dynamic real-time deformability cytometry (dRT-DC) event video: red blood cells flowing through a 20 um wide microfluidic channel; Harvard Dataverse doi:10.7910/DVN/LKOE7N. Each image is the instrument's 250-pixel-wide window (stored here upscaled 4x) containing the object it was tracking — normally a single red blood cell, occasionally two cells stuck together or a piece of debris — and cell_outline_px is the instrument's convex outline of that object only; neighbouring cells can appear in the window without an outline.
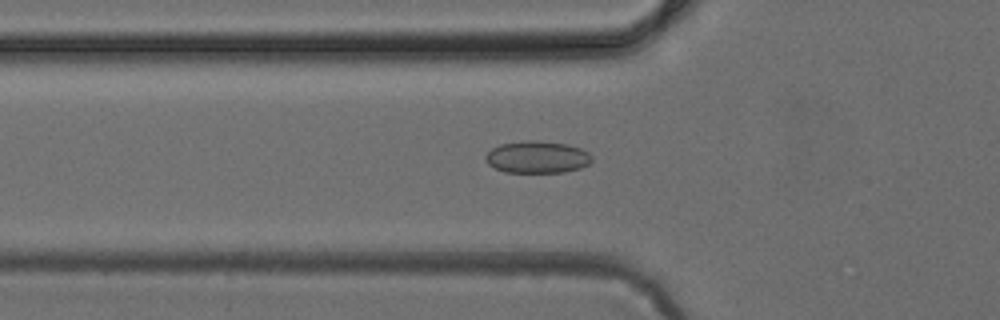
{"species": "common noctule bat (a hibernating species)", "species_latin": "Nyctalus noctula", "temperature_condition": "cold", "stored_images_in_passage": 36, "camera_frame_rate_fps": 3000, "um_per_image_px": 0.085, "animal": {"sex": "female", "body_mass_g": 24.6, "forearm_length_mm": 56.2}, "frame": {"image": 1, "passage_image": 4, "time_ms": 1.0, "image_size_px": [1000, 320], "cell_outline_px": [[584, 164], [572, 168], [556, 172], [512, 172], [496, 168], [488, 160], [488, 156], [496, 148], [508, 144], [556, 144], [572, 148], [580, 152]], "centroid_in_image_um": [45.49, 13.43], "position_along_channel_um": 80.3, "area_um2": 16.36}}
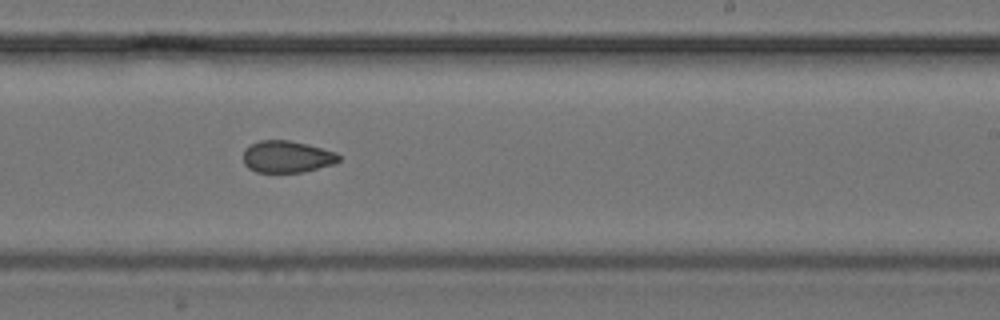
{"frame": {"image": 2, "passage_image": 17, "time_ms": 5.333, "image_size_px": [1000, 320], "cell_outline_px": [[340, 160], [312, 168], [296, 172], [260, 172], [252, 168], [244, 160], [244, 152], [248, 148], [256, 144], [268, 140], [280, 140], [300, 144], [316, 148], [340, 156]], "centroid_in_image_um": [24.32, 13.34], "position_along_channel_um": 264.7, "area_um2": 15.9}}
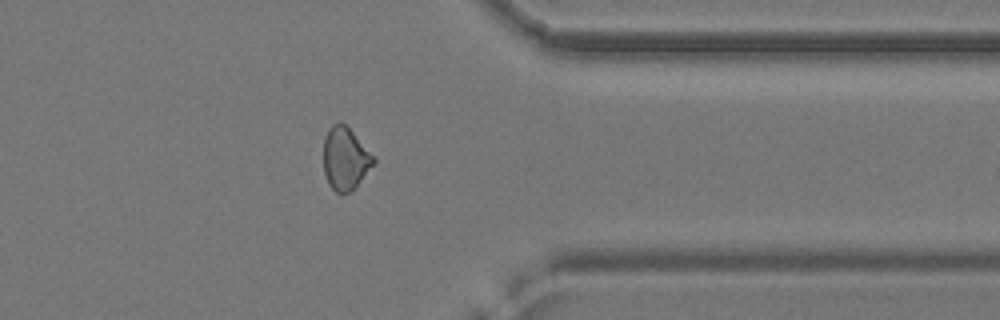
{"frame": {"image": 3, "passage_image": 26, "time_ms": 8.333, "image_size_px": [1000, 320], "cell_outline_px": [[372, 164], [356, 184], [352, 188], [344, 192], [340, 192], [332, 188], [328, 180], [324, 168], [324, 144], [328, 132], [332, 128], [340, 124], [344, 124], [348, 128], [372, 156]], "centroid_in_image_um": [29.3, 13.49], "position_along_channel_um": 382.1, "area_um2": 16.47}}